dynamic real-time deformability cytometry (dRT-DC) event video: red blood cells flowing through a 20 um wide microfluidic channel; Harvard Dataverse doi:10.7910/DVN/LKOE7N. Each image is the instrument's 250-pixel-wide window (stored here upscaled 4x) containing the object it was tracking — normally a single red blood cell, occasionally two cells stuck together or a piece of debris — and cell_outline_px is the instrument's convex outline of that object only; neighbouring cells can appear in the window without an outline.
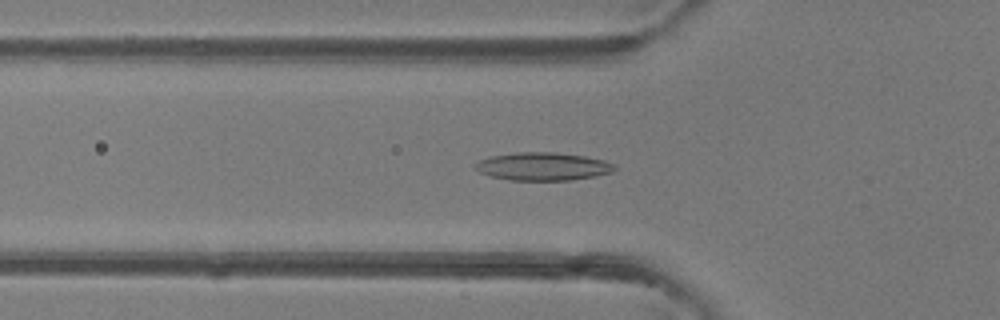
{"species": "common noctule bat (a hibernating species)", "species_latin": "Nyctalus noctula", "temperature_condition": "room temperature", "stored_images_in_passage": 46, "camera_frame_rate_fps": 3000, "um_per_image_px": 0.085, "animal": {"sex": "female"}, "frame": {"image": 1, "passage_image": 14, "time_ms": 4.333, "image_size_px": [1000, 320], "cell_outline_px": [[616, 168], [612, 172], [596, 176], [568, 180], [508, 180], [492, 176], [480, 172], [472, 168], [472, 164], [480, 160], [492, 156], [516, 152], [556, 152], [584, 156], [604, 160], [616, 164]], "centroid_in_image_um": [46.14, 14.14], "position_along_channel_um": 79.7, "area_um2": 22.83}}
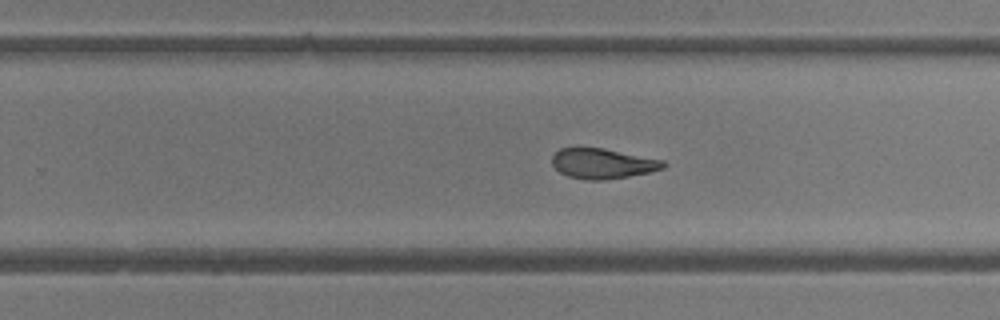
{"frame": {"image": 2, "passage_image": 28, "time_ms": 9.0, "image_size_px": [1000, 320], "cell_outline_px": [[668, 164], [664, 168], [648, 172], [628, 176], [604, 180], [588, 180], [568, 176], [560, 172], [552, 164], [552, 156], [560, 148], [604, 148], [664, 160]], "centroid_in_image_um": [51.24, 13.9], "position_along_channel_um": 278.6, "area_um2": 19.48}}
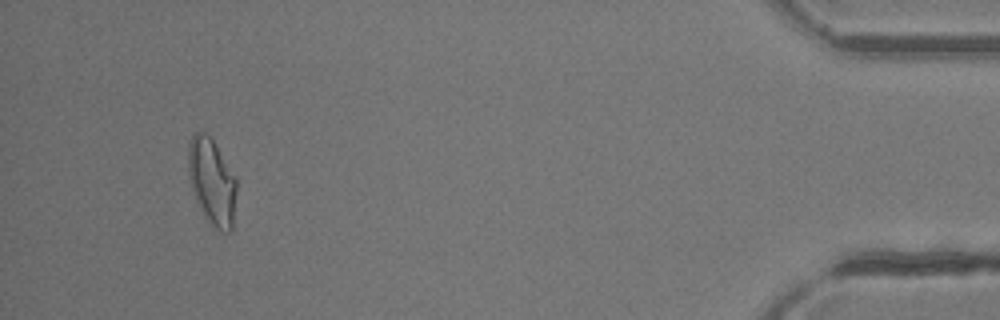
{"frame": {"image": 3, "passage_image": 43, "time_ms": 14.0, "image_size_px": [1000, 320], "cell_outline_px": [[236, 192], [232, 232], [224, 232], [216, 228], [208, 220], [196, 200], [188, 176], [188, 144], [192, 136], [196, 132], [204, 132], [212, 140], [236, 176]], "centroid_in_image_um": [18.02, 15.44], "position_along_channel_um": 417.2, "area_um2": 24.04}, "authors_computed_cell_mechanics": {"area_um2": 21.2126, "velocity_mm_per_s": 4.2429, "shape_relaxation_time_tau1_ms": 7.6076, "shape_relaxation_time_tau2_ms": 3.0441, "deformation_change_tau1": 0.1923, "deformation_change_tau2": 0.1058}}